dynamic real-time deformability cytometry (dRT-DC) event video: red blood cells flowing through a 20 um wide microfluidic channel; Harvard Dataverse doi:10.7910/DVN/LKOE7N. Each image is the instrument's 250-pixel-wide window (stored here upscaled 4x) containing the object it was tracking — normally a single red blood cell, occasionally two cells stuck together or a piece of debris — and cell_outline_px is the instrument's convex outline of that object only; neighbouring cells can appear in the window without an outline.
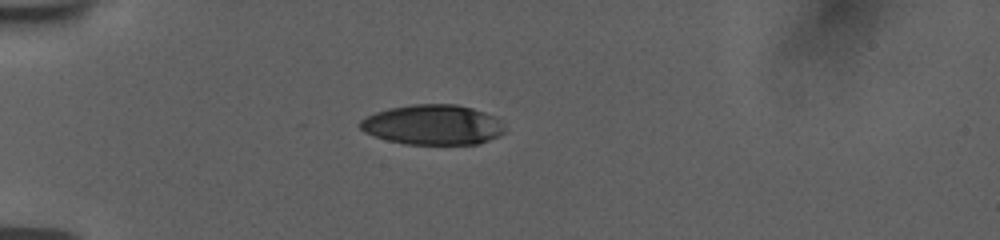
{"species": "human", "species_latin": "Homo sapiens", "temperature_condition": "room temperature", "stored_images_in_passage": 40, "camera_frame_rate_fps": 3000, "um_per_image_px": 0.085, "donor": {"sex": "female"}, "frame": {"image": 1, "passage_image": 1, "time_ms": 0.0, "image_size_px": [1000, 240], "cell_outline_px": [[504, 132], [500, 136], [480, 144], [404, 144], [388, 140], [364, 132], [360, 128], [360, 120], [376, 112], [388, 108], [412, 104], [456, 104], [472, 108], [496, 116], [504, 124]], "centroid_in_image_um": [36.83, 10.6], "position_along_channel_um": 48.2, "area_um2": 33.93}}
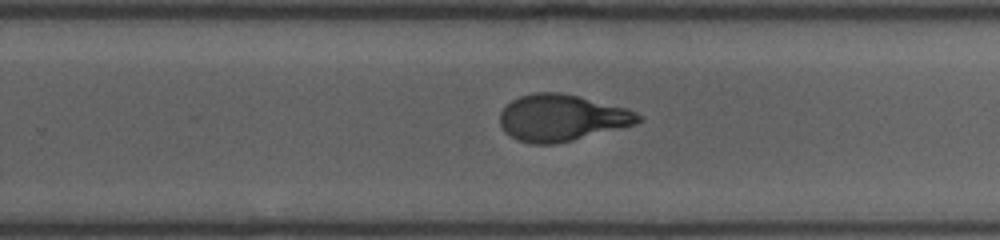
{"frame": {"image": 2, "passage_image": 22, "time_ms": 7.0, "image_size_px": [1000, 240], "cell_outline_px": [[644, 120], [636, 124], [556, 144], [532, 144], [516, 140], [504, 132], [500, 124], [500, 112], [512, 100], [520, 96], [532, 92], [560, 92], [628, 108], [644, 116]], "centroid_in_image_um": [47.75, 10.01], "position_along_channel_um": 282.0, "area_um2": 37.69}}
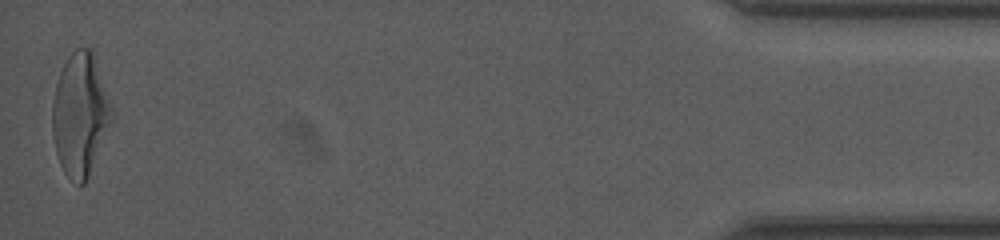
{"frame": {"image": 3, "passage_image": 40, "time_ms": 13.0, "image_size_px": [1000, 240], "cell_outline_px": [[112, 120], [88, 176], [84, 184], [80, 184], [68, 176], [64, 172], [60, 164], [56, 152], [52, 132], [52, 104], [56, 84], [60, 72], [68, 56], [76, 48], [88, 48], [92, 52], [112, 108]], "centroid_in_image_um": [6.78, 9.73], "position_along_channel_um": 428.4, "area_um2": 41.5}, "authors_computed_cell_mechanics": {"area_um2": 37.7434, "velocity_mm_per_s": 3.7603, "shape_relaxation_time_tau1_ms": 7.4793, "shape_relaxation_time_tau2_ms": 1.0215, "deformation_change_tau1": 0.2656, "deformation_change_tau2": 0.0725}}